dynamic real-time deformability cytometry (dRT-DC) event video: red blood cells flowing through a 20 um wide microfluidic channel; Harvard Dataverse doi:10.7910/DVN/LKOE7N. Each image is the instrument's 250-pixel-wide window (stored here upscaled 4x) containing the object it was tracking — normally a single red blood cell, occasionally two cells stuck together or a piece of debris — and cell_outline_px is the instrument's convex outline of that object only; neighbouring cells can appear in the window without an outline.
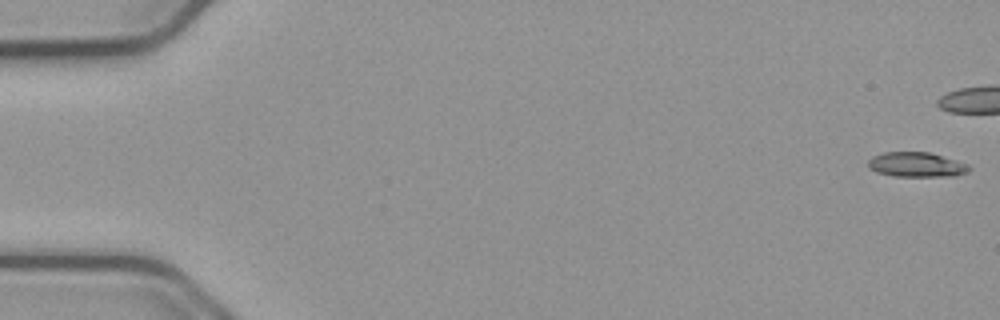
{"species": "common noctule bat (a hibernating species)", "species_latin": "Nyctalus noctula", "temperature_condition": "cold", "stored_images_in_passage": 12, "camera_frame_rate_fps": 3000, "um_per_image_px": 0.085, "animal": {"sex": "male", "body_mass_g": 23.1, "forearm_length_mm": 52.7}, "frame": {"image": 1, "passage_image": 1, "time_ms": 0.0, "image_size_px": [1000, 320], "cell_outline_px": [[972, 168], [968, 172], [956, 176], [892, 176], [876, 172], [868, 168], [868, 160], [872, 156], [884, 152], [928, 152], [968, 164]], "centroid_in_image_um": [77.88, 14.0], "position_along_channel_um": 7.1, "area_um2": 14.62}}